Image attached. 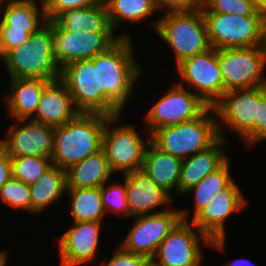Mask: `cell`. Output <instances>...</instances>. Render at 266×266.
Segmentation results:
<instances>
[{
  "mask_svg": "<svg viewBox=\"0 0 266 266\" xmlns=\"http://www.w3.org/2000/svg\"><path fill=\"white\" fill-rule=\"evenodd\" d=\"M66 172L67 188H100L105 182L109 183L113 175L103 149L71 166Z\"/></svg>",
  "mask_w": 266,
  "mask_h": 266,
  "instance_id": "484cf974",
  "label": "cell"
},
{
  "mask_svg": "<svg viewBox=\"0 0 266 266\" xmlns=\"http://www.w3.org/2000/svg\"><path fill=\"white\" fill-rule=\"evenodd\" d=\"M254 1L259 6L264 0H254Z\"/></svg>",
  "mask_w": 266,
  "mask_h": 266,
  "instance_id": "ee69618b",
  "label": "cell"
},
{
  "mask_svg": "<svg viewBox=\"0 0 266 266\" xmlns=\"http://www.w3.org/2000/svg\"><path fill=\"white\" fill-rule=\"evenodd\" d=\"M203 15L210 46L215 49L266 46V18L259 9L250 16Z\"/></svg>",
  "mask_w": 266,
  "mask_h": 266,
  "instance_id": "52a82bcc",
  "label": "cell"
},
{
  "mask_svg": "<svg viewBox=\"0 0 266 266\" xmlns=\"http://www.w3.org/2000/svg\"><path fill=\"white\" fill-rule=\"evenodd\" d=\"M12 176L27 185L34 184L52 165L50 157H11Z\"/></svg>",
  "mask_w": 266,
  "mask_h": 266,
  "instance_id": "4dcf8cb0",
  "label": "cell"
},
{
  "mask_svg": "<svg viewBox=\"0 0 266 266\" xmlns=\"http://www.w3.org/2000/svg\"><path fill=\"white\" fill-rule=\"evenodd\" d=\"M238 185L233 181L227 188L220 191L212 201L205 206L191 223L211 239V247L223 251L226 241L225 221L240 211L247 200Z\"/></svg>",
  "mask_w": 266,
  "mask_h": 266,
  "instance_id": "2e32d148",
  "label": "cell"
},
{
  "mask_svg": "<svg viewBox=\"0 0 266 266\" xmlns=\"http://www.w3.org/2000/svg\"><path fill=\"white\" fill-rule=\"evenodd\" d=\"M189 209H169L163 213L135 216L136 222L120 245L125 251L144 256L149 261L154 257L160 243L181 221H189Z\"/></svg>",
  "mask_w": 266,
  "mask_h": 266,
  "instance_id": "8fae6325",
  "label": "cell"
},
{
  "mask_svg": "<svg viewBox=\"0 0 266 266\" xmlns=\"http://www.w3.org/2000/svg\"><path fill=\"white\" fill-rule=\"evenodd\" d=\"M213 112L214 107L209 106L195 119L158 128L150 134V141L163 152L182 160L187 159L206 150L220 138Z\"/></svg>",
  "mask_w": 266,
  "mask_h": 266,
  "instance_id": "277c9868",
  "label": "cell"
},
{
  "mask_svg": "<svg viewBox=\"0 0 266 266\" xmlns=\"http://www.w3.org/2000/svg\"><path fill=\"white\" fill-rule=\"evenodd\" d=\"M124 183L113 184L107 186L105 182L100 187V194L102 199V204L105 210V213H116L120 214V217H129V208L127 205L126 190H125V176Z\"/></svg>",
  "mask_w": 266,
  "mask_h": 266,
  "instance_id": "836d02e7",
  "label": "cell"
},
{
  "mask_svg": "<svg viewBox=\"0 0 266 266\" xmlns=\"http://www.w3.org/2000/svg\"><path fill=\"white\" fill-rule=\"evenodd\" d=\"M7 251L8 250H4V252L0 255V266H6L7 264Z\"/></svg>",
  "mask_w": 266,
  "mask_h": 266,
  "instance_id": "b9f144b4",
  "label": "cell"
},
{
  "mask_svg": "<svg viewBox=\"0 0 266 266\" xmlns=\"http://www.w3.org/2000/svg\"><path fill=\"white\" fill-rule=\"evenodd\" d=\"M153 22V28L176 57V66L183 60L211 48L207 25L201 8L187 11L164 12Z\"/></svg>",
  "mask_w": 266,
  "mask_h": 266,
  "instance_id": "5b68a950",
  "label": "cell"
},
{
  "mask_svg": "<svg viewBox=\"0 0 266 266\" xmlns=\"http://www.w3.org/2000/svg\"><path fill=\"white\" fill-rule=\"evenodd\" d=\"M125 190L129 216L163 213L169 209H156L166 204L169 206L173 201L172 195L159 187L142 169L125 174Z\"/></svg>",
  "mask_w": 266,
  "mask_h": 266,
  "instance_id": "d6986e66",
  "label": "cell"
},
{
  "mask_svg": "<svg viewBox=\"0 0 266 266\" xmlns=\"http://www.w3.org/2000/svg\"><path fill=\"white\" fill-rule=\"evenodd\" d=\"M114 32H89L63 30L53 20L52 52L61 69L76 60L92 59L96 55L107 51L121 37L128 34L114 36Z\"/></svg>",
  "mask_w": 266,
  "mask_h": 266,
  "instance_id": "4fadbf2b",
  "label": "cell"
},
{
  "mask_svg": "<svg viewBox=\"0 0 266 266\" xmlns=\"http://www.w3.org/2000/svg\"><path fill=\"white\" fill-rule=\"evenodd\" d=\"M30 188L31 212L39 213L59 201L67 191V172L52 165Z\"/></svg>",
  "mask_w": 266,
  "mask_h": 266,
  "instance_id": "4316f807",
  "label": "cell"
},
{
  "mask_svg": "<svg viewBox=\"0 0 266 266\" xmlns=\"http://www.w3.org/2000/svg\"><path fill=\"white\" fill-rule=\"evenodd\" d=\"M181 82L198 95L207 105L213 107L225 94L218 61V49L211 47L206 52L194 55L177 65Z\"/></svg>",
  "mask_w": 266,
  "mask_h": 266,
  "instance_id": "7c38bea8",
  "label": "cell"
},
{
  "mask_svg": "<svg viewBox=\"0 0 266 266\" xmlns=\"http://www.w3.org/2000/svg\"><path fill=\"white\" fill-rule=\"evenodd\" d=\"M78 113L66 86L60 79H56L44 87L38 109L31 120L57 127L64 125Z\"/></svg>",
  "mask_w": 266,
  "mask_h": 266,
  "instance_id": "ffe728a7",
  "label": "cell"
},
{
  "mask_svg": "<svg viewBox=\"0 0 266 266\" xmlns=\"http://www.w3.org/2000/svg\"><path fill=\"white\" fill-rule=\"evenodd\" d=\"M48 21H53L60 13L70 9L88 8L103 0H42Z\"/></svg>",
  "mask_w": 266,
  "mask_h": 266,
  "instance_id": "e575fe53",
  "label": "cell"
},
{
  "mask_svg": "<svg viewBox=\"0 0 266 266\" xmlns=\"http://www.w3.org/2000/svg\"><path fill=\"white\" fill-rule=\"evenodd\" d=\"M266 140V94L258 101V142Z\"/></svg>",
  "mask_w": 266,
  "mask_h": 266,
  "instance_id": "ab89813d",
  "label": "cell"
},
{
  "mask_svg": "<svg viewBox=\"0 0 266 266\" xmlns=\"http://www.w3.org/2000/svg\"><path fill=\"white\" fill-rule=\"evenodd\" d=\"M102 222H75L58 240L60 266H78L97 256Z\"/></svg>",
  "mask_w": 266,
  "mask_h": 266,
  "instance_id": "ac0fdd59",
  "label": "cell"
},
{
  "mask_svg": "<svg viewBox=\"0 0 266 266\" xmlns=\"http://www.w3.org/2000/svg\"><path fill=\"white\" fill-rule=\"evenodd\" d=\"M130 40L121 37L107 51L98 54L99 88L121 111L142 73Z\"/></svg>",
  "mask_w": 266,
  "mask_h": 266,
  "instance_id": "7a4b0ae2",
  "label": "cell"
},
{
  "mask_svg": "<svg viewBox=\"0 0 266 266\" xmlns=\"http://www.w3.org/2000/svg\"><path fill=\"white\" fill-rule=\"evenodd\" d=\"M6 106L11 118L31 119L37 109L44 87L50 82L44 79L10 78Z\"/></svg>",
  "mask_w": 266,
  "mask_h": 266,
  "instance_id": "603a6c76",
  "label": "cell"
},
{
  "mask_svg": "<svg viewBox=\"0 0 266 266\" xmlns=\"http://www.w3.org/2000/svg\"><path fill=\"white\" fill-rule=\"evenodd\" d=\"M224 91L266 85V46L218 49Z\"/></svg>",
  "mask_w": 266,
  "mask_h": 266,
  "instance_id": "9c48e42d",
  "label": "cell"
},
{
  "mask_svg": "<svg viewBox=\"0 0 266 266\" xmlns=\"http://www.w3.org/2000/svg\"><path fill=\"white\" fill-rule=\"evenodd\" d=\"M203 13H224L240 16H250L258 5L254 0H202Z\"/></svg>",
  "mask_w": 266,
  "mask_h": 266,
  "instance_id": "d6a6232c",
  "label": "cell"
},
{
  "mask_svg": "<svg viewBox=\"0 0 266 266\" xmlns=\"http://www.w3.org/2000/svg\"><path fill=\"white\" fill-rule=\"evenodd\" d=\"M107 118L99 113H78L64 125L54 127L52 163L68 170L101 150Z\"/></svg>",
  "mask_w": 266,
  "mask_h": 266,
  "instance_id": "6da1fadb",
  "label": "cell"
},
{
  "mask_svg": "<svg viewBox=\"0 0 266 266\" xmlns=\"http://www.w3.org/2000/svg\"><path fill=\"white\" fill-rule=\"evenodd\" d=\"M208 107L209 105L190 92L186 86L174 84L145 115L148 134L146 140L150 139L154 130L195 119Z\"/></svg>",
  "mask_w": 266,
  "mask_h": 266,
  "instance_id": "5bb4252c",
  "label": "cell"
},
{
  "mask_svg": "<svg viewBox=\"0 0 266 266\" xmlns=\"http://www.w3.org/2000/svg\"><path fill=\"white\" fill-rule=\"evenodd\" d=\"M252 265L255 266L253 263L251 264L249 260L241 258V259L234 260L224 266H252Z\"/></svg>",
  "mask_w": 266,
  "mask_h": 266,
  "instance_id": "60d3db41",
  "label": "cell"
},
{
  "mask_svg": "<svg viewBox=\"0 0 266 266\" xmlns=\"http://www.w3.org/2000/svg\"><path fill=\"white\" fill-rule=\"evenodd\" d=\"M228 159L219 169L206 175L201 181L186 191L194 194V217L207 206L220 191L227 188L234 180L230 175Z\"/></svg>",
  "mask_w": 266,
  "mask_h": 266,
  "instance_id": "f1b7e54d",
  "label": "cell"
},
{
  "mask_svg": "<svg viewBox=\"0 0 266 266\" xmlns=\"http://www.w3.org/2000/svg\"><path fill=\"white\" fill-rule=\"evenodd\" d=\"M12 177L11 156H9L7 148L2 145L0 147V189Z\"/></svg>",
  "mask_w": 266,
  "mask_h": 266,
  "instance_id": "f35d334b",
  "label": "cell"
},
{
  "mask_svg": "<svg viewBox=\"0 0 266 266\" xmlns=\"http://www.w3.org/2000/svg\"><path fill=\"white\" fill-rule=\"evenodd\" d=\"M0 200L14 208L31 212V197L29 185L13 176L1 187Z\"/></svg>",
  "mask_w": 266,
  "mask_h": 266,
  "instance_id": "1f68e13d",
  "label": "cell"
},
{
  "mask_svg": "<svg viewBox=\"0 0 266 266\" xmlns=\"http://www.w3.org/2000/svg\"><path fill=\"white\" fill-rule=\"evenodd\" d=\"M70 194L71 214L75 222H101L105 216L100 188H67Z\"/></svg>",
  "mask_w": 266,
  "mask_h": 266,
  "instance_id": "83f0119b",
  "label": "cell"
},
{
  "mask_svg": "<svg viewBox=\"0 0 266 266\" xmlns=\"http://www.w3.org/2000/svg\"><path fill=\"white\" fill-rule=\"evenodd\" d=\"M158 10L187 11L201 7L202 0H154ZM164 8V9H163Z\"/></svg>",
  "mask_w": 266,
  "mask_h": 266,
  "instance_id": "74e56055",
  "label": "cell"
},
{
  "mask_svg": "<svg viewBox=\"0 0 266 266\" xmlns=\"http://www.w3.org/2000/svg\"><path fill=\"white\" fill-rule=\"evenodd\" d=\"M258 9L263 13L266 18V0H264L259 6Z\"/></svg>",
  "mask_w": 266,
  "mask_h": 266,
  "instance_id": "7bdbcfd3",
  "label": "cell"
},
{
  "mask_svg": "<svg viewBox=\"0 0 266 266\" xmlns=\"http://www.w3.org/2000/svg\"><path fill=\"white\" fill-rule=\"evenodd\" d=\"M120 116L121 114L106 119L102 149L105 151L111 172L114 174L123 171L125 175L142 168L144 152L150 139H142L134 125L113 126Z\"/></svg>",
  "mask_w": 266,
  "mask_h": 266,
  "instance_id": "30bf717a",
  "label": "cell"
},
{
  "mask_svg": "<svg viewBox=\"0 0 266 266\" xmlns=\"http://www.w3.org/2000/svg\"><path fill=\"white\" fill-rule=\"evenodd\" d=\"M145 266H156V265L153 264L151 261H149Z\"/></svg>",
  "mask_w": 266,
  "mask_h": 266,
  "instance_id": "f6af8a7d",
  "label": "cell"
},
{
  "mask_svg": "<svg viewBox=\"0 0 266 266\" xmlns=\"http://www.w3.org/2000/svg\"><path fill=\"white\" fill-rule=\"evenodd\" d=\"M59 79L72 96L73 104L79 113H99L108 117L122 114L99 88L98 55L63 66Z\"/></svg>",
  "mask_w": 266,
  "mask_h": 266,
  "instance_id": "8992f818",
  "label": "cell"
},
{
  "mask_svg": "<svg viewBox=\"0 0 266 266\" xmlns=\"http://www.w3.org/2000/svg\"><path fill=\"white\" fill-rule=\"evenodd\" d=\"M149 260L142 255L125 251L121 246L117 248L113 257L103 266H145Z\"/></svg>",
  "mask_w": 266,
  "mask_h": 266,
  "instance_id": "8d00e7d4",
  "label": "cell"
},
{
  "mask_svg": "<svg viewBox=\"0 0 266 266\" xmlns=\"http://www.w3.org/2000/svg\"><path fill=\"white\" fill-rule=\"evenodd\" d=\"M3 145V140L0 139V147Z\"/></svg>",
  "mask_w": 266,
  "mask_h": 266,
  "instance_id": "bcb514c9",
  "label": "cell"
},
{
  "mask_svg": "<svg viewBox=\"0 0 266 266\" xmlns=\"http://www.w3.org/2000/svg\"><path fill=\"white\" fill-rule=\"evenodd\" d=\"M29 38L25 30L11 29V26H0V60L13 48L23 45Z\"/></svg>",
  "mask_w": 266,
  "mask_h": 266,
  "instance_id": "d590c367",
  "label": "cell"
},
{
  "mask_svg": "<svg viewBox=\"0 0 266 266\" xmlns=\"http://www.w3.org/2000/svg\"><path fill=\"white\" fill-rule=\"evenodd\" d=\"M190 221L181 220L160 243L151 259L156 266H200L203 253L200 242L211 246V239ZM194 228L198 231H194ZM200 236V237H199ZM201 239V240H200Z\"/></svg>",
  "mask_w": 266,
  "mask_h": 266,
  "instance_id": "9a60e30c",
  "label": "cell"
},
{
  "mask_svg": "<svg viewBox=\"0 0 266 266\" xmlns=\"http://www.w3.org/2000/svg\"><path fill=\"white\" fill-rule=\"evenodd\" d=\"M226 141L224 137H220L206 150L197 152L183 160L178 193L185 194L206 175L219 169L228 160L225 149L222 148Z\"/></svg>",
  "mask_w": 266,
  "mask_h": 266,
  "instance_id": "44dd1931",
  "label": "cell"
},
{
  "mask_svg": "<svg viewBox=\"0 0 266 266\" xmlns=\"http://www.w3.org/2000/svg\"><path fill=\"white\" fill-rule=\"evenodd\" d=\"M4 1L7 3L3 7ZM37 4L36 0H1L0 26H11V29L25 30L29 35L33 34L48 21L43 1L41 8Z\"/></svg>",
  "mask_w": 266,
  "mask_h": 266,
  "instance_id": "cb8c5ba5",
  "label": "cell"
},
{
  "mask_svg": "<svg viewBox=\"0 0 266 266\" xmlns=\"http://www.w3.org/2000/svg\"><path fill=\"white\" fill-rule=\"evenodd\" d=\"M53 21H47L28 40L1 60L10 78L59 79L60 68L52 52Z\"/></svg>",
  "mask_w": 266,
  "mask_h": 266,
  "instance_id": "3957f363",
  "label": "cell"
},
{
  "mask_svg": "<svg viewBox=\"0 0 266 266\" xmlns=\"http://www.w3.org/2000/svg\"><path fill=\"white\" fill-rule=\"evenodd\" d=\"M10 126L3 145L11 157H51L53 151L54 127L33 121L18 119ZM23 124V125H22Z\"/></svg>",
  "mask_w": 266,
  "mask_h": 266,
  "instance_id": "e0dca14e",
  "label": "cell"
},
{
  "mask_svg": "<svg viewBox=\"0 0 266 266\" xmlns=\"http://www.w3.org/2000/svg\"><path fill=\"white\" fill-rule=\"evenodd\" d=\"M149 147V148H147ZM183 160L163 152L149 141L144 152L142 170L162 189L171 195L178 192Z\"/></svg>",
  "mask_w": 266,
  "mask_h": 266,
  "instance_id": "7402d4cb",
  "label": "cell"
},
{
  "mask_svg": "<svg viewBox=\"0 0 266 266\" xmlns=\"http://www.w3.org/2000/svg\"><path fill=\"white\" fill-rule=\"evenodd\" d=\"M113 30L120 23H139L158 11L154 0H104Z\"/></svg>",
  "mask_w": 266,
  "mask_h": 266,
  "instance_id": "f546056e",
  "label": "cell"
},
{
  "mask_svg": "<svg viewBox=\"0 0 266 266\" xmlns=\"http://www.w3.org/2000/svg\"><path fill=\"white\" fill-rule=\"evenodd\" d=\"M54 21L68 31L113 32L108 9L103 0L88 8L70 9L60 13Z\"/></svg>",
  "mask_w": 266,
  "mask_h": 266,
  "instance_id": "d4e9b609",
  "label": "cell"
},
{
  "mask_svg": "<svg viewBox=\"0 0 266 266\" xmlns=\"http://www.w3.org/2000/svg\"><path fill=\"white\" fill-rule=\"evenodd\" d=\"M266 94V85L225 92L213 106L218 131L223 138V126L235 131L247 144L258 143V101ZM223 123V124H222Z\"/></svg>",
  "mask_w": 266,
  "mask_h": 266,
  "instance_id": "ba28073f",
  "label": "cell"
}]
</instances>
